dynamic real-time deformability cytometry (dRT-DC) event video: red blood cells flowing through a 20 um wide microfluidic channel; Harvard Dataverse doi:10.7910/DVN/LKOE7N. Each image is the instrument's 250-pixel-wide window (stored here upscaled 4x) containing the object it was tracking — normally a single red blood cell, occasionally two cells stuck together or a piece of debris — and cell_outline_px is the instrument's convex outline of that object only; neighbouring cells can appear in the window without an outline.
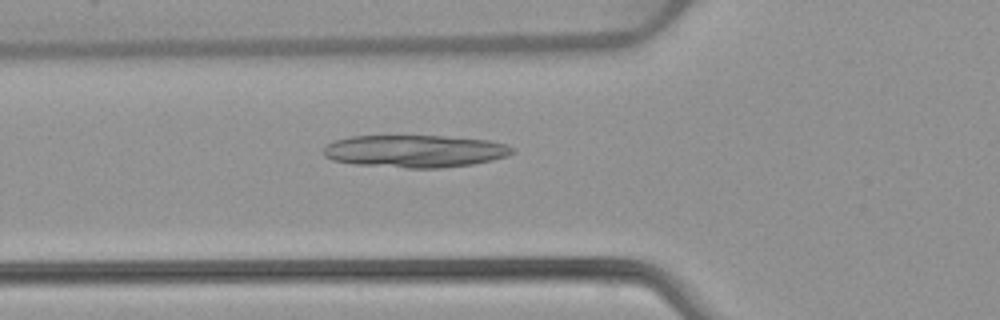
{"species": "common noctule bat (a hibernating species)", "species_latin": "Nyctalus noctula", "temperature_condition": "warm", "stored_images_in_passage": 52, "camera_frame_rate_fps": 3000, "um_per_image_px": 0.085, "animal": {"sex": "female", "body_mass_g": 22.7, "forearm_length_mm": 54.2}, "frame": {"image": 1, "passage_image": 19, "time_ms": 6.0, "image_size_px": [1000, 320], "cell_outline_px": [[516, 152], [508, 156], [492, 160], [472, 164], [440, 168], [408, 168], [356, 164], [332, 160], [324, 156], [324, 148], [332, 140], [348, 136], [444, 136], [488, 140], [508, 144], [516, 148]], "centroid_in_image_um": [35.31, 12.84], "position_along_channel_um": 90.5, "area_um2": 35.95}}
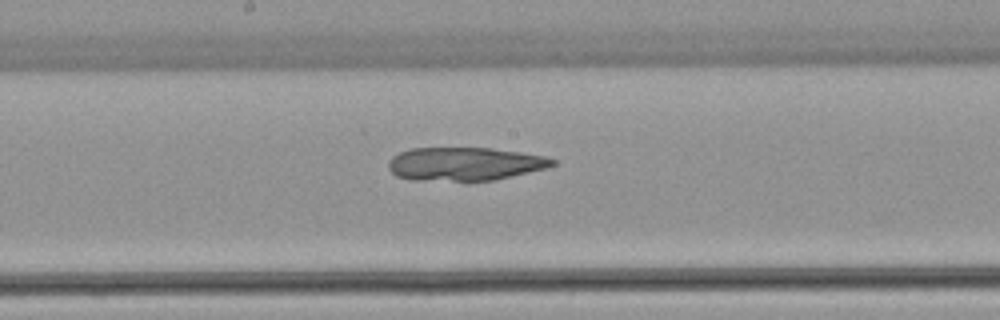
{"frame": {"image": 2, "passage_image": 28, "time_ms": 9.0, "image_size_px": [1000, 320], "cell_outline_px": [[556, 164], [544, 168], [496, 180], [408, 180], [396, 176], [388, 168], [388, 160], [392, 156], [400, 152], [412, 148], [492, 148], [520, 152], [544, 156], [556, 160]], "centroid_in_image_um": [39.46, 13.93], "position_along_channel_um": 208.7, "area_um2": 31.79}}
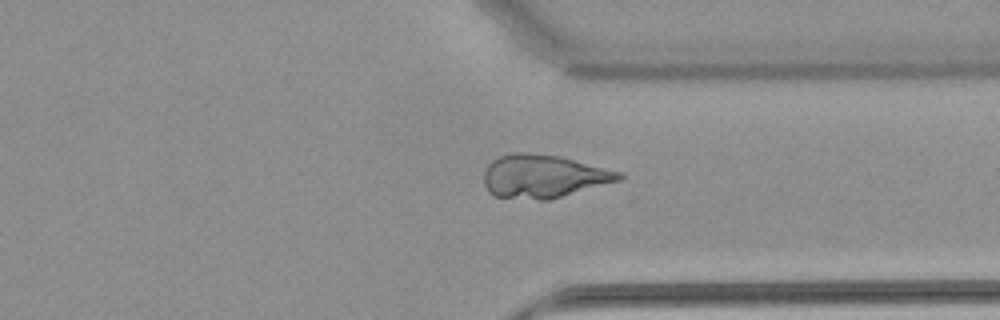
{"frame": {"image": 3, "passage_image": 40, "time_ms": 13.0, "image_size_px": [1000, 320], "cell_outline_px": [[624, 176], [620, 180], [548, 200], [540, 200], [492, 196], [488, 192], [484, 184], [484, 172], [488, 164], [492, 160], [500, 156], [512, 152], [528, 152], [560, 156], [624, 172]], "centroid_in_image_um": [46.19, 14.97], "position_along_channel_um": 365.2, "area_um2": 34.22}}